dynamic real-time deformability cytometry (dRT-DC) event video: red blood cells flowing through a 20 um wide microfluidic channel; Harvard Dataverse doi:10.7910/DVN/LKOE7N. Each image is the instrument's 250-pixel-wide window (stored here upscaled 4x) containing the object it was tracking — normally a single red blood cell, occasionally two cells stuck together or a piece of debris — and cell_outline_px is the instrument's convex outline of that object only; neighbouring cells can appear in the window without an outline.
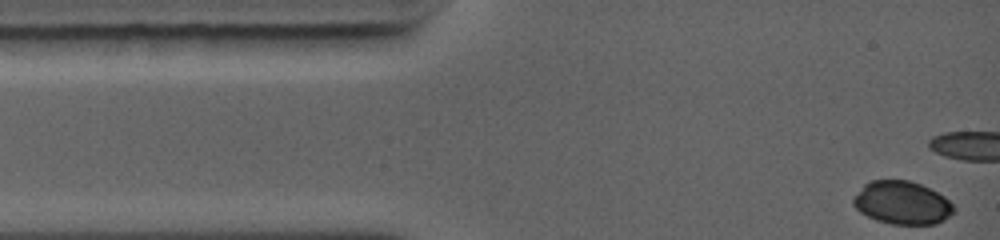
{"species": "common noctule bat (a hibernating species)", "species_latin": "Nyctalus noctula", "temperature_condition": "warm", "stored_images_in_passage": 21, "camera_frame_rate_fps": 5000, "um_per_image_px": 0.085, "animal": {"sex": "female", "body_mass_g": 19.0, "forearm_length_mm": 56.7}, "frame": {"image": 1, "passage_image": 1, "time_ms": 0.0, "image_size_px": [1000, 240], "cell_outline_px": [[956, 208], [944, 220], [936, 224], [892, 224], [876, 220], [860, 212], [852, 204], [852, 196], [864, 184], [872, 180], [908, 180], [920, 184], [944, 196]], "centroid_in_image_um": [76.64, 17.23], "position_along_channel_um": 8.4, "area_um2": 25.2}}
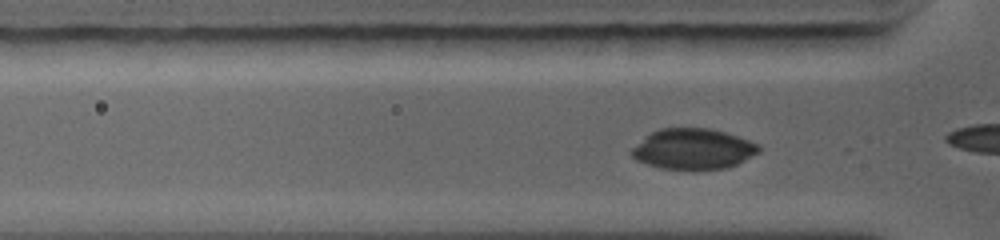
{"frame": {"image": 2, "passage_image": 15, "time_ms": 2.8, "image_size_px": [1000, 240], "cell_outline_px": [[760, 152], [736, 164], [724, 168], [692, 172], [660, 168], [636, 160], [628, 152], [636, 144], [652, 132], [660, 128], [712, 128], [760, 144]], "centroid_in_image_um": [58.9, 12.69], "position_along_channel_um": 66.9, "area_um2": 30.58}}